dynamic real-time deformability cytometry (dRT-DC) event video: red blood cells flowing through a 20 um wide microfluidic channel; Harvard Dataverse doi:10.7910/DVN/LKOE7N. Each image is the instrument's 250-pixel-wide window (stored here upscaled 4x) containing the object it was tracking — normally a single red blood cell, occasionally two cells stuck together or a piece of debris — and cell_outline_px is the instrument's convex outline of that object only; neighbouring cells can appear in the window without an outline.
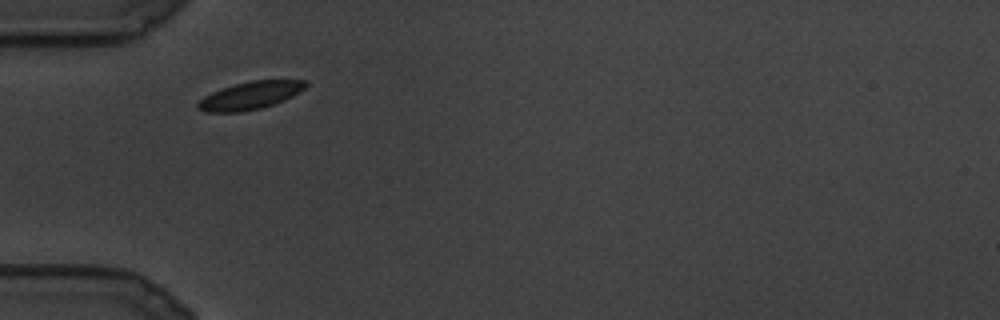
{"species": "common noctule bat (a hibernating species)", "species_latin": "Nyctalus noctula", "temperature_condition": "cold", "stored_images_in_passage": 76, "camera_frame_rate_fps": 3000, "um_per_image_px": 0.085, "animal": {"sex": "male", "body_mass_g": 19.5, "forearm_length_mm": 54.6}, "frame": {"image": 1, "passage_image": 1, "time_ms": 0.0, "image_size_px": [1000, 320], "cell_outline_px": [[308, 84], [300, 92], [284, 100], [260, 108], [240, 112], [204, 112], [196, 108], [196, 104], [204, 96], [212, 92], [236, 84], [252, 80], [308, 80]], "centroid_in_image_um": [21.26, 8.12], "position_along_channel_um": 63.7, "area_um2": 17.28}}
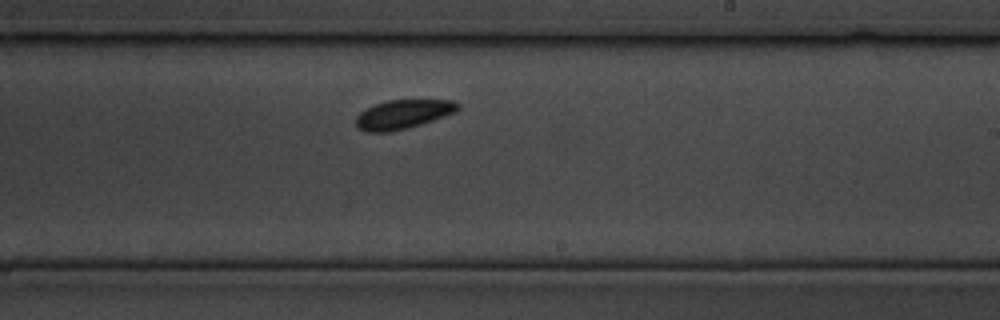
{"frame": {"image": 2, "passage_image": 33, "time_ms": 10.667, "image_size_px": [1000, 320], "cell_outline_px": [[460, 108], [456, 112], [420, 124], [388, 132], [364, 132], [356, 128], [356, 116], [360, 112], [376, 104], [388, 100], [456, 100], [460, 104]], "centroid_in_image_um": [34.26, 9.71], "position_along_channel_um": 254.7, "area_um2": 17.17}}
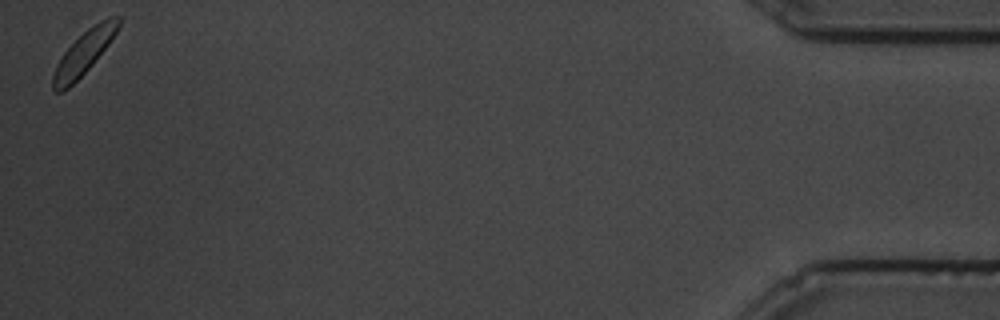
{"frame": {"image": 3, "passage_image": 75, "time_ms": 24.667, "image_size_px": [1000, 320], "cell_outline_px": [[120, 24], [116, 32], [108, 44], [92, 64], [68, 88], [60, 92], [52, 92], [52, 72], [56, 64], [64, 52], [88, 28], [100, 20], [108, 16], [120, 16]], "centroid_in_image_um": [7.1, 4.49], "position_along_channel_um": 428.1, "area_um2": 16.18}}